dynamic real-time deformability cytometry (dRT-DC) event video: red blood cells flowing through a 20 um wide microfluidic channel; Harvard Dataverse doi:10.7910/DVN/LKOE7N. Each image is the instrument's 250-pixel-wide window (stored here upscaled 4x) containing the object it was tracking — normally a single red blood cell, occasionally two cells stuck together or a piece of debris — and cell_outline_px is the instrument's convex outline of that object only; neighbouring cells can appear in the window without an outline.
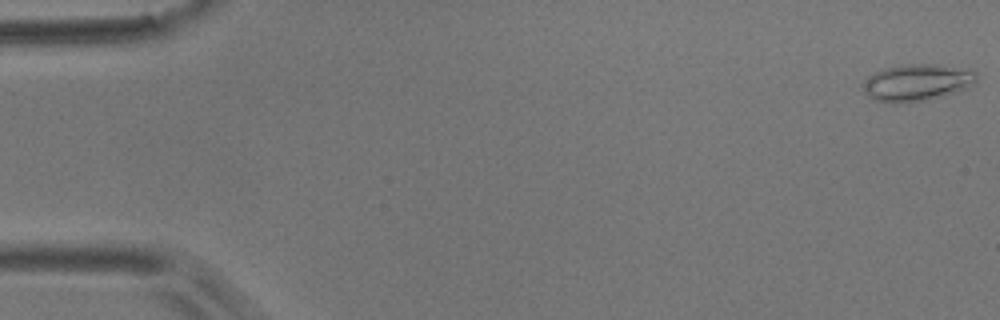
{"species": "common noctule bat (a hibernating species)", "species_latin": "Nyctalus noctula", "temperature_condition": "room temperature", "stored_images_in_passage": 9, "camera_frame_rate_fps": 3000, "um_per_image_px": 0.085, "animal": {"sex": "male", "body_mass_g": 17.9}, "frame": {"image": 1, "passage_image": 1, "time_ms": 0.0, "image_size_px": [1000, 320], "cell_outline_px": [[976, 84], [952, 92], [924, 100], [876, 100], [868, 96], [864, 92], [860, 84], [868, 76], [884, 68], [900, 64], [940, 64], [972, 68], [976, 72]], "centroid_in_image_um": [77.97, 6.94], "position_along_channel_um": 7.0, "area_um2": 23.93}}
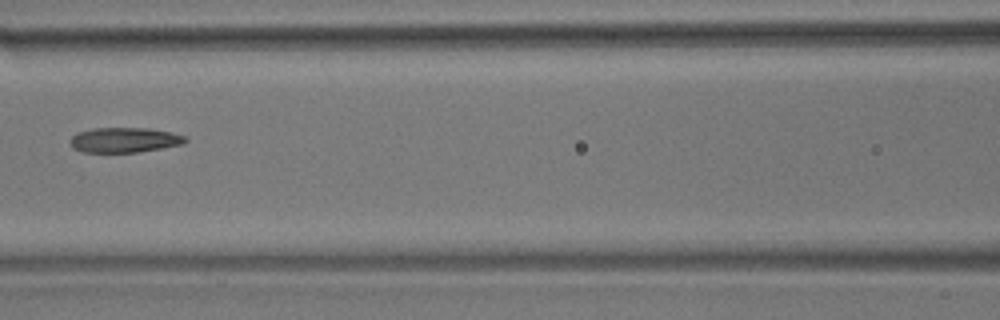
{"frame": {"image": 2, "passage_image": 8, "time_ms": 8.333, "image_size_px": [1000, 320], "cell_outline_px": [[188, 140], [184, 144], [136, 152], [80, 152], [72, 148], [68, 140], [76, 132], [92, 128], [148, 128], [172, 132], [184, 136]], "centroid_in_image_um": [10.52, 11.89], "position_along_channel_um": 156.1, "area_um2": 16.94}}
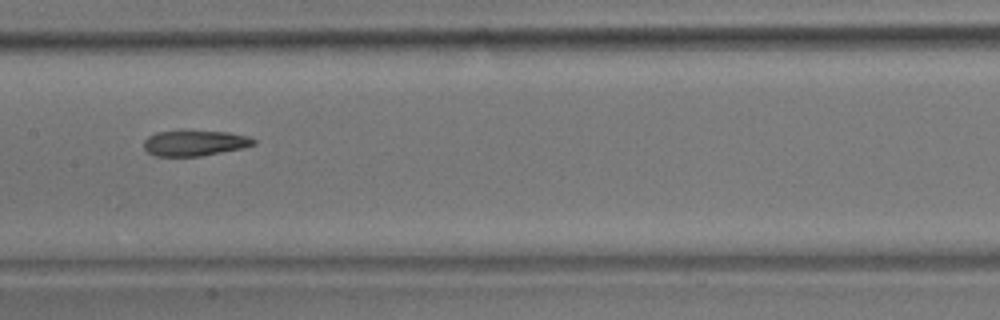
{"frame": {"image": 3, "passage_image": 9, "time_ms": 9.333, "image_size_px": [1000, 320], "cell_outline_px": [[256, 144], [244, 148], [200, 156], [156, 156], [148, 152], [144, 148], [144, 140], [148, 136], [156, 132], [228, 132], [248, 136], [256, 140]], "centroid_in_image_um": [16.57, 12.18], "position_along_channel_um": 190.8, "area_um2": 16.07}}